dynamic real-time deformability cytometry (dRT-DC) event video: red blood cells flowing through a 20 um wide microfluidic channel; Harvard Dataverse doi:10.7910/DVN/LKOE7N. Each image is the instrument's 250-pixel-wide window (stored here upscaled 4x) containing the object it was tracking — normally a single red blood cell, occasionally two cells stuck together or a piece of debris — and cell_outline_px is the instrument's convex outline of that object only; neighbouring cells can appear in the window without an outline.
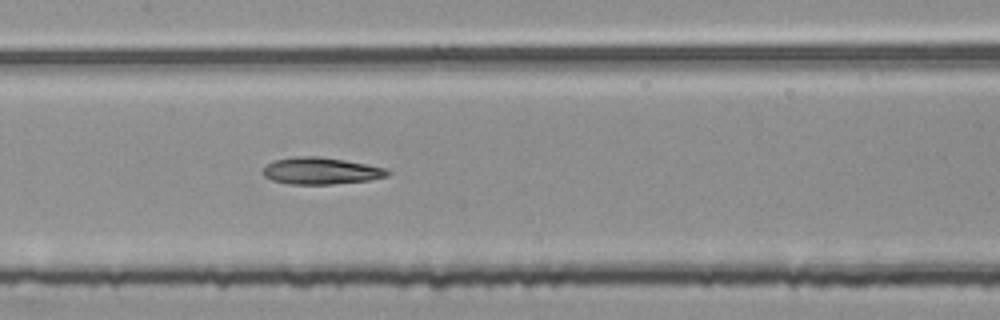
{"species": "common noctule bat (a hibernating species)", "species_latin": "Nyctalus noctula", "temperature_condition": "room temperature", "stored_images_in_passage": 55, "segment_of_instrument_passage": [2, 2], "camera_frame_rate_fps": 3000, "um_per_image_px": 0.085, "animal": {"sex": "female", "body_mass_g": 25.1}, "frame": {"image": 1, "passage_image": 27, "time_ms": 8.667, "image_size_px": [1000, 320], "cell_outline_px": [[392, 172], [388, 176], [368, 180], [332, 184], [288, 184], [272, 180], [264, 176], [260, 172], [264, 164], [272, 160], [292, 156], [320, 156], [344, 160], [388, 168]], "centroid_in_image_um": [27.22, 14.51], "position_along_channel_um": 180.2, "area_um2": 19.88}}
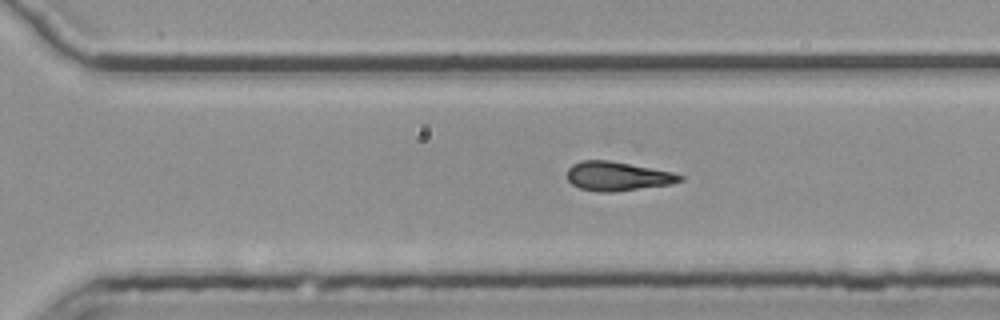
{"frame": {"image": 2, "passage_image": 38, "time_ms": 12.333, "image_size_px": [1000, 320], "cell_outline_px": [[684, 180], [672, 184], [616, 192], [596, 192], [580, 188], [572, 184], [568, 180], [568, 168], [572, 164], [580, 160], [608, 160], [672, 172], [684, 176]], "centroid_in_image_um": [52.49, 14.99], "position_along_channel_um": 318.1, "area_um2": 19.19}}
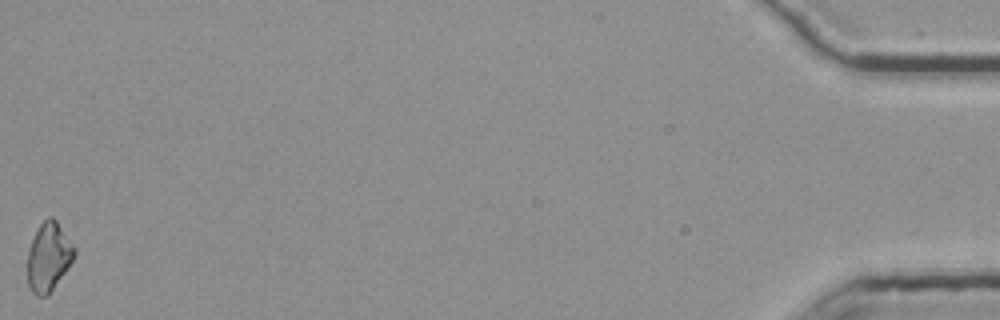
{"frame": {"image": 3, "passage_image": 55, "time_ms": 18.0, "image_size_px": [1000, 320], "cell_outline_px": [[76, 256], [48, 296], [36, 296], [32, 292], [28, 284], [28, 252], [32, 240], [40, 224], [48, 216], [52, 216], [56, 220], [76, 248]], "centroid_in_image_um": [4.15, 21.85], "position_along_channel_um": 431.1, "area_um2": 18.73}}